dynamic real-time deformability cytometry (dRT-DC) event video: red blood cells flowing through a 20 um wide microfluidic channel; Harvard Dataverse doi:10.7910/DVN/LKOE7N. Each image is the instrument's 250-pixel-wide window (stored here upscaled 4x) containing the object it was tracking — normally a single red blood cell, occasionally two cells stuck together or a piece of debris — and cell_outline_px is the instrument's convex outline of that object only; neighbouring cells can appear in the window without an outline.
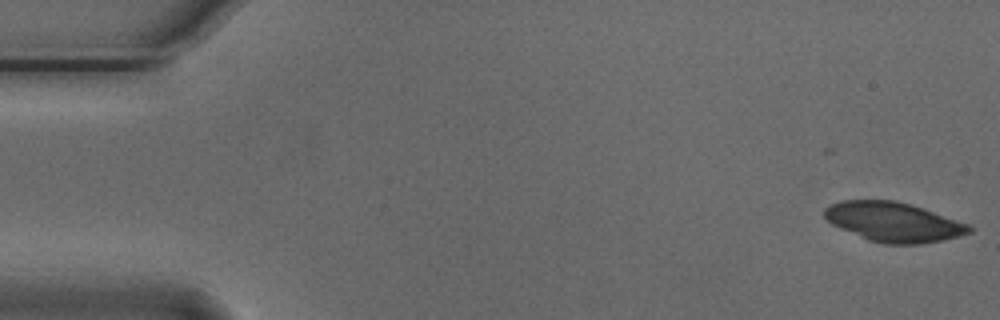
{"species": "Egyptian fruit bat (a non-hibernating species)", "species_latin": "Rousettus aegyptiacus", "temperature_condition": "cold", "stored_images_in_passage": 39, "segment_of_instrument_passage": [1, 2], "camera_frame_rate_fps": 3000, "um_per_image_px": 0.085, "animal": {"sex": "male"}, "frame": {"image": 1, "passage_image": 1, "time_ms": 0.0, "image_size_px": [1000, 320], "cell_outline_px": [[972, 232], [944, 240], [920, 244], [884, 244], [868, 240], [832, 224], [824, 216], [824, 208], [840, 200], [896, 200], [968, 224], [972, 228]], "centroid_in_image_um": [75.92, 18.87], "position_along_channel_um": 9.1, "area_um2": 32.89}}